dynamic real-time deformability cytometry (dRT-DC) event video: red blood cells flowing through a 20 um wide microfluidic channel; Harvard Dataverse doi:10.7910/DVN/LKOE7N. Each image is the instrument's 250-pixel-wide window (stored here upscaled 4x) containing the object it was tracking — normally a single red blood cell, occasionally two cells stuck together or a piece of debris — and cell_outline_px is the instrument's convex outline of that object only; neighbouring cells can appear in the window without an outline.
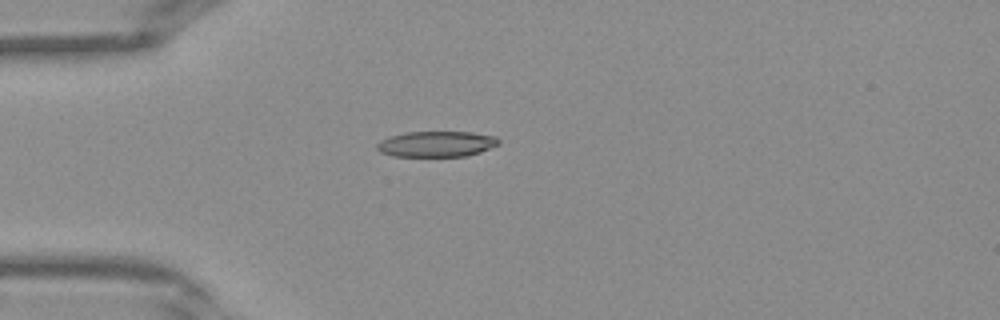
{"species": "Egyptian fruit bat (a non-hibernating species)", "species_latin": "Rousettus aegyptiacus", "temperature_condition": "warm", "stored_images_in_passage": 26, "camera_frame_rate_fps": 3000, "um_per_image_px": 0.085, "frame": {"image": 1, "passage_image": 1, "time_ms": 0.0, "image_size_px": [1000, 320], "cell_outline_px": [[500, 144], [480, 152], [468, 156], [392, 156], [380, 152], [376, 148], [376, 144], [380, 140], [388, 136], [404, 132], [472, 132], [496, 136], [500, 140]], "centroid_in_image_um": [37.09, 12.23], "position_along_channel_um": 47.9, "area_um2": 18.44}}
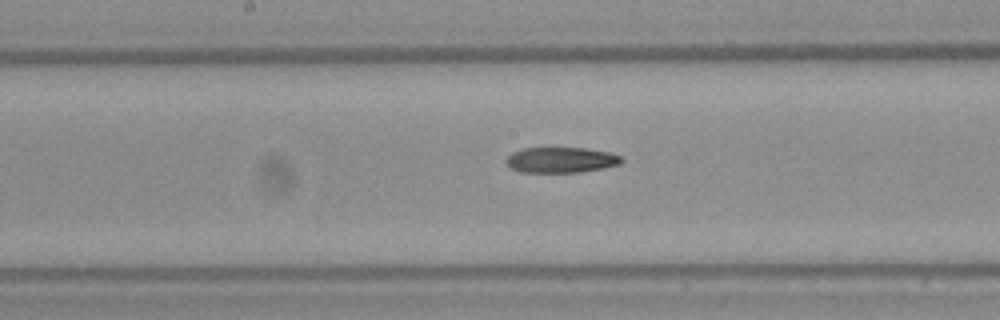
{"frame": {"image": 2, "passage_image": 11, "time_ms": 3.333, "image_size_px": [1000, 320], "cell_outline_px": [[624, 160], [620, 164], [580, 172], [520, 172], [512, 168], [504, 160], [512, 152], [524, 148], [584, 148], [608, 152], [620, 156]], "centroid_in_image_um": [47.66, 13.59], "position_along_channel_um": 200.5, "area_um2": 16.99}}
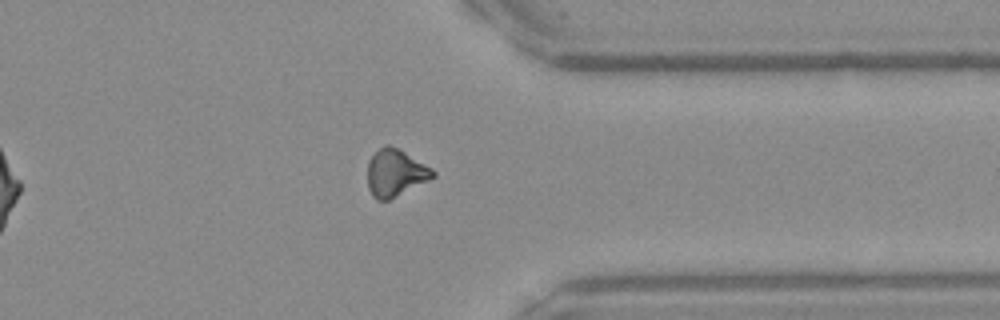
{"frame": {"image": 3, "passage_image": 22, "time_ms": 7.0, "image_size_px": [1000, 320], "cell_outline_px": [[436, 176], [388, 200], [376, 200], [372, 196], [368, 188], [368, 160], [384, 144], [388, 144], [400, 148], [432, 168], [436, 172]], "centroid_in_image_um": [33.6, 14.67], "position_along_channel_um": 377.8, "area_um2": 17.98}}